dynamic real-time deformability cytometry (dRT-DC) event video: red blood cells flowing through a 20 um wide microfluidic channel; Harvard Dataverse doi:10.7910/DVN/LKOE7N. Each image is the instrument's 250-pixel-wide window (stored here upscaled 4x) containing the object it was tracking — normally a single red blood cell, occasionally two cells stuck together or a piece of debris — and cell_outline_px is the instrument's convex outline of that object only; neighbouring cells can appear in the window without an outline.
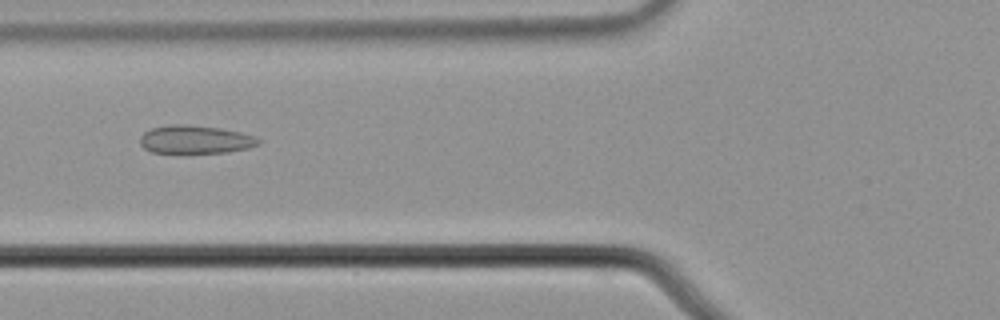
{"species": "common noctule bat (a hibernating species)", "species_latin": "Nyctalus noctula", "temperature_condition": "cold", "stored_images_in_passage": 49, "camera_frame_rate_fps": 3000, "um_per_image_px": 0.085, "animal": {"sex": "male", "body_mass_g": 21.5, "forearm_length_mm": 52.0}, "frame": {"image": 1, "passage_image": 15, "time_ms": 4.667, "image_size_px": [1000, 320], "cell_outline_px": [[260, 144], [248, 148], [228, 152], [152, 152], [144, 148], [140, 144], [140, 136], [144, 132], [152, 128], [168, 124], [188, 124], [220, 128], [240, 132], [256, 136], [260, 140]], "centroid_in_image_um": [16.61, 11.84], "position_along_channel_um": 109.2, "area_um2": 19.42}}
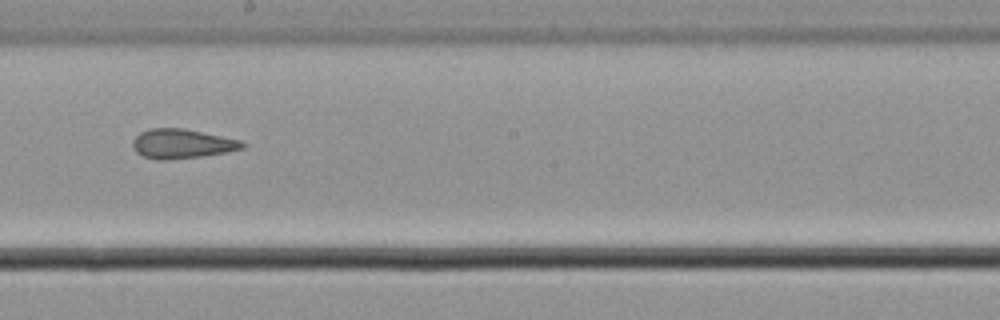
{"frame": {"image": 2, "passage_image": 25, "time_ms": 8.0, "image_size_px": [1000, 320], "cell_outline_px": [[244, 148], [228, 152], [200, 156], [168, 160], [156, 160], [144, 156], [136, 152], [132, 144], [132, 140], [140, 132], [148, 128], [184, 128], [240, 140], [244, 144]], "centroid_in_image_um": [15.43, 12.21], "position_along_channel_um": 232.8, "area_um2": 18.79}}
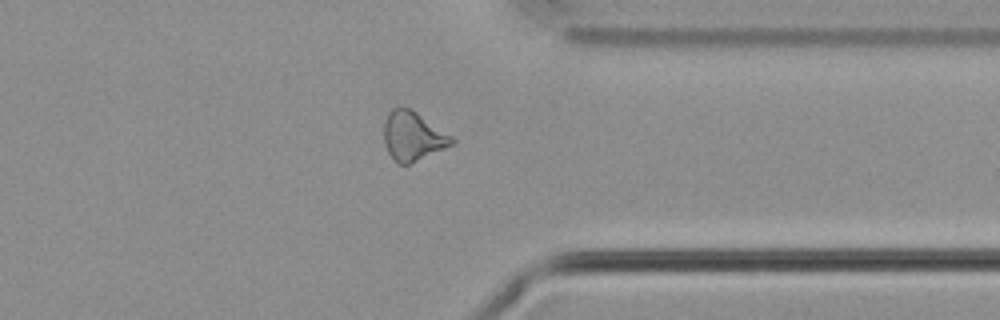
{"frame": {"image": 3, "passage_image": 37, "time_ms": 12.0, "image_size_px": [1000, 320], "cell_outline_px": [[456, 140], [452, 144], [408, 164], [396, 164], [388, 152], [384, 140], [384, 124], [388, 112], [392, 108], [400, 104], [416, 112], [452, 136]], "centroid_in_image_um": [35.05, 11.54], "position_along_channel_um": 376.4, "area_um2": 19.19}, "authors_computed_cell_mechanics": {"area_um2": 19.2474, "velocity_mm_per_s": 3.6983, "shape_relaxation_time_tau1_ms": null, "shape_relaxation_time_tau2_ms": 2.5594, "deformation_change_tau1": null, "deformation_change_tau2": 0.1087}}